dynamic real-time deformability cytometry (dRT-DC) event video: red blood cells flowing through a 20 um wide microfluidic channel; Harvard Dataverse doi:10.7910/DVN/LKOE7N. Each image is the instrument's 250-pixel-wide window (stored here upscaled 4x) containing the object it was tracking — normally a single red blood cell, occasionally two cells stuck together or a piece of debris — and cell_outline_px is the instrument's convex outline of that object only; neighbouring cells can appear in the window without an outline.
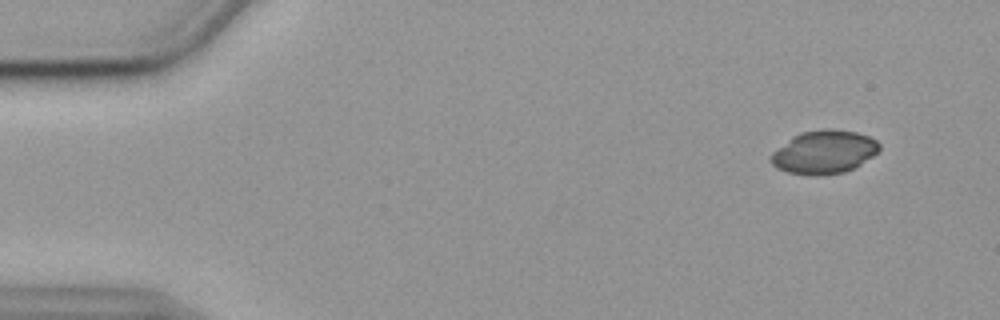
{"species": "common noctule bat (a hibernating species)", "species_latin": "Nyctalus noctula", "temperature_condition": "cold", "stored_images_in_passage": 56, "camera_frame_rate_fps": 3000, "um_per_image_px": 0.085, "animal": {"sex": "female", "body_mass_g": 19.9}, "frame": {"image": 1, "passage_image": 5, "time_ms": 1.333, "image_size_px": [1000, 320], "cell_outline_px": [[880, 148], [872, 156], [860, 164], [844, 172], [788, 172], [776, 168], [768, 160], [768, 156], [772, 152], [792, 136], [800, 132], [824, 128], [832, 128], [856, 132], [868, 136], [876, 140], [880, 144]], "centroid_in_image_um": [70.01, 12.86], "position_along_channel_um": 15.0, "area_um2": 26.7}}
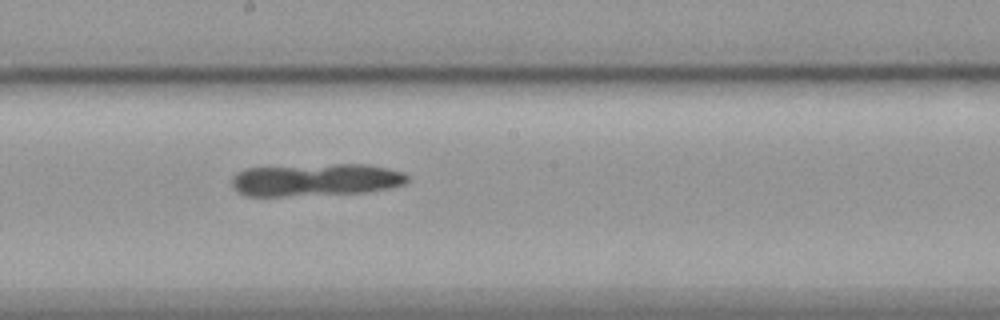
{"frame": {"image": 2, "passage_image": 31, "time_ms": 10.0, "image_size_px": [1000, 320], "cell_outline_px": [[408, 180], [404, 184], [388, 188], [364, 192], [284, 196], [244, 196], [232, 184], [232, 176], [236, 172], [244, 168], [332, 164], [368, 164], [388, 168], [404, 172], [408, 176]], "centroid_in_image_um": [26.83, 15.27], "position_along_channel_um": 221.4, "area_um2": 33.23}}
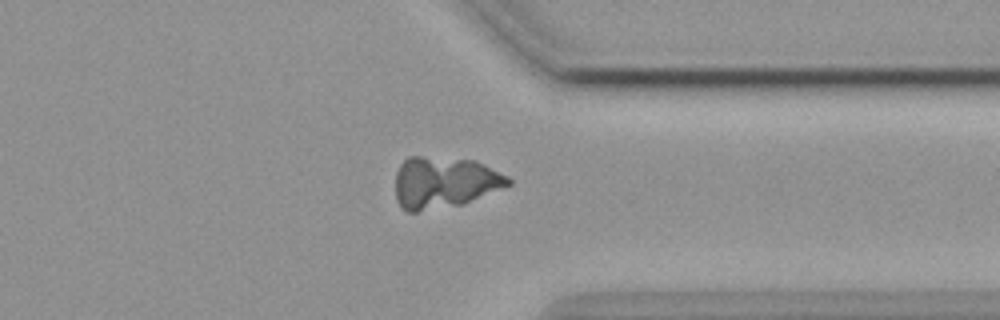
{"frame": {"image": 3, "passage_image": 44, "time_ms": 14.333, "image_size_px": [1000, 320], "cell_outline_px": [[512, 184], [464, 204], [416, 212], [408, 212], [400, 208], [396, 200], [396, 172], [400, 164], [408, 156], [420, 156], [476, 160], [508, 176], [512, 180]], "centroid_in_image_um": [37.76, 15.51], "position_along_channel_um": 373.6, "area_um2": 34.16}}